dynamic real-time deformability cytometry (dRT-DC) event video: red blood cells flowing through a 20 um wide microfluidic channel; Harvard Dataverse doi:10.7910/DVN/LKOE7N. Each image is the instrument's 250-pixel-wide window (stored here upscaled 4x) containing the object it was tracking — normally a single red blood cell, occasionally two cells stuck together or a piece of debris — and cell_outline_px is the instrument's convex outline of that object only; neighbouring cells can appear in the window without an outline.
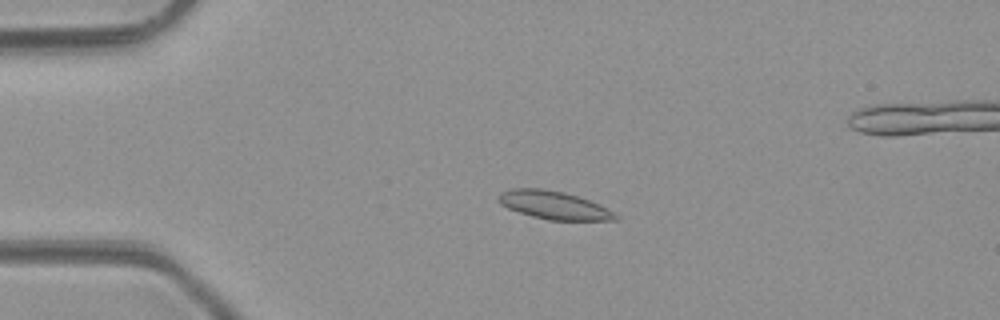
{"species": "common noctule bat (a hibernating species)", "species_latin": "Nyctalus noctula", "temperature_condition": "room temperature", "stored_images_in_passage": 4, "camera_frame_rate_fps": 3000, "um_per_image_px": 0.085, "animal": {"sex": "male", "body_mass_g": 23.1, "forearm_length_mm": 52.7}, "frame": {"image": 1, "passage_image": 3, "time_ms": 2.333, "image_size_px": [1000, 320], "cell_outline_px": [[620, 220], [548, 220], [532, 216], [508, 208], [500, 204], [496, 200], [496, 196], [500, 192], [512, 188], [540, 188], [564, 192], [600, 204], [620, 216]], "centroid_in_image_um": [47.06, 17.43], "position_along_channel_um": 37.9, "area_um2": 19.25}}